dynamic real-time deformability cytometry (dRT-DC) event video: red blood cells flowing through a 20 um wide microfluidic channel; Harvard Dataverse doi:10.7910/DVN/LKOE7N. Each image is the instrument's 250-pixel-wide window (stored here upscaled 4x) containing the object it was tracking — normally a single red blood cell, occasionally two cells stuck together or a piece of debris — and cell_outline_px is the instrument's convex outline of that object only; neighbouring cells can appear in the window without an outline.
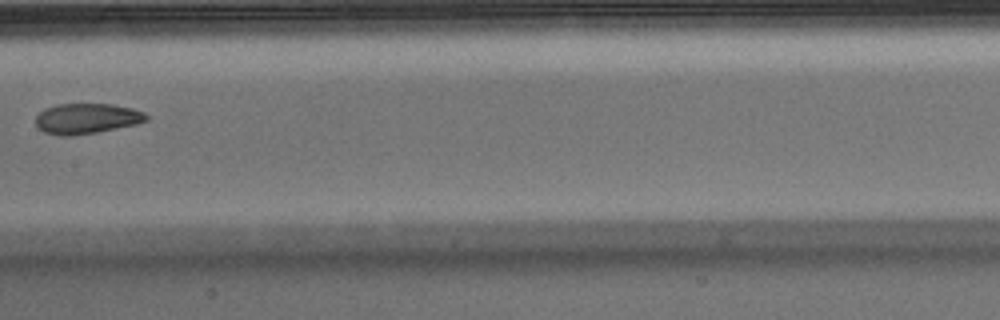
{"species": "Egyptian fruit bat (a non-hibernating species)", "species_latin": "Rousettus aegyptiacus", "temperature_condition": "warm", "stored_images_in_passage": 8, "camera_frame_rate_fps": 3000, "um_per_image_px": 0.085, "animal": {"sex": "male"}, "frame": {"image": 1, "passage_image": 8, "time_ms": 2.333, "image_size_px": [1000, 320], "cell_outline_px": [[148, 120], [136, 124], [96, 132], [72, 136], [60, 136], [44, 132], [36, 128], [36, 116], [44, 108], [60, 104], [112, 104], [132, 108], [144, 112], [148, 116]], "centroid_in_image_um": [7.34, 10.08], "position_along_channel_um": 200.1, "area_um2": 19.65}}